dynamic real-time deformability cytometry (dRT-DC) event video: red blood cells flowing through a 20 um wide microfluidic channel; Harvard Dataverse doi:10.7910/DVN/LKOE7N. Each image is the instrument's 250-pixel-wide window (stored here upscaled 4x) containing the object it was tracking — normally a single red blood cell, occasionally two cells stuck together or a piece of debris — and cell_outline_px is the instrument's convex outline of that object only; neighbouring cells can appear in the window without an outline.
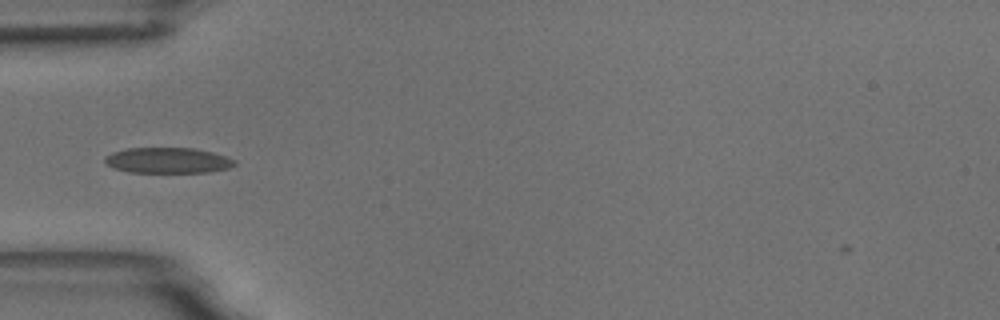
{"species": "common noctule bat (a hibernating species)", "species_latin": "Nyctalus noctula", "temperature_condition": "room temperature", "stored_images_in_passage": 40, "camera_frame_rate_fps": 3000, "um_per_image_px": 0.085, "animal": {"sex": "male", "body_mass_g": 18.8}, "frame": {"image": 1, "passage_image": 1, "time_ms": 0.0, "image_size_px": [1000, 320], "cell_outline_px": [[236, 164], [228, 168], [208, 172], [128, 172], [112, 168], [104, 160], [104, 156], [112, 152], [124, 148], [196, 148], [228, 156], [236, 160]], "centroid_in_image_um": [14.26, 13.62], "position_along_channel_um": 70.7, "area_um2": 19.54}}
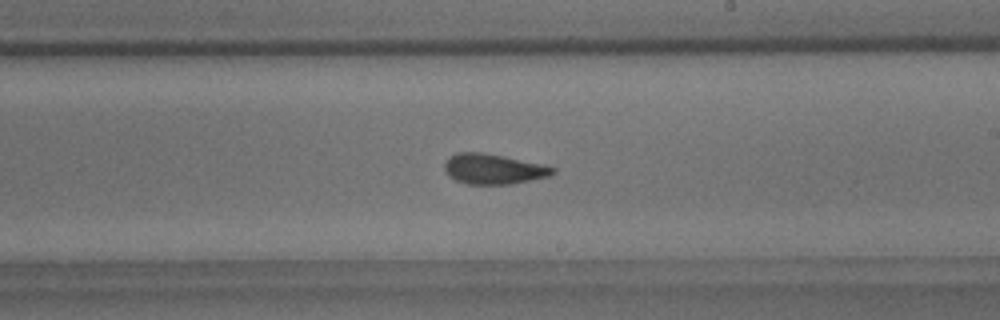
{"frame": {"image": 2, "passage_image": 16, "time_ms": 5.0, "image_size_px": [1000, 320], "cell_outline_px": [[556, 172], [548, 176], [512, 184], [468, 184], [456, 180], [448, 176], [444, 172], [444, 164], [456, 152], [480, 152], [540, 164], [556, 168]], "centroid_in_image_um": [41.9, 14.38], "position_along_channel_um": 247.1, "area_um2": 18.73}}
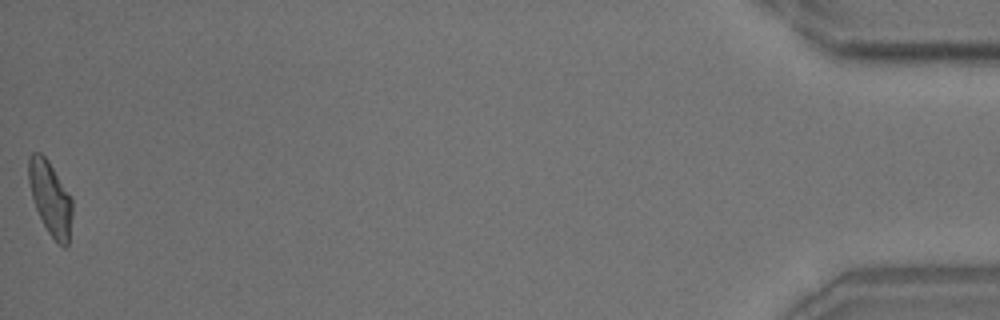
{"frame": {"image": 3, "passage_image": 40, "time_ms": 13.0, "image_size_px": [1000, 320], "cell_outline_px": [[72, 216], [68, 244], [64, 248], [48, 232], [36, 208], [32, 196], [28, 180], [28, 156], [32, 152], [40, 152], [48, 160], [72, 200]], "centroid_in_image_um": [4.26, 16.82], "position_along_channel_um": 430.9, "area_um2": 18.38}, "authors_computed_cell_mechanics": {"area_um2": 18.9584, "velocity_mm_per_s": 3.5094, "shape_relaxation_time_tau1_ms": 7.6127, "shape_relaxation_time_tau2_ms": 1.7649, "deformation_change_tau1": 0.1794, "deformation_change_tau2": 0.0889}}